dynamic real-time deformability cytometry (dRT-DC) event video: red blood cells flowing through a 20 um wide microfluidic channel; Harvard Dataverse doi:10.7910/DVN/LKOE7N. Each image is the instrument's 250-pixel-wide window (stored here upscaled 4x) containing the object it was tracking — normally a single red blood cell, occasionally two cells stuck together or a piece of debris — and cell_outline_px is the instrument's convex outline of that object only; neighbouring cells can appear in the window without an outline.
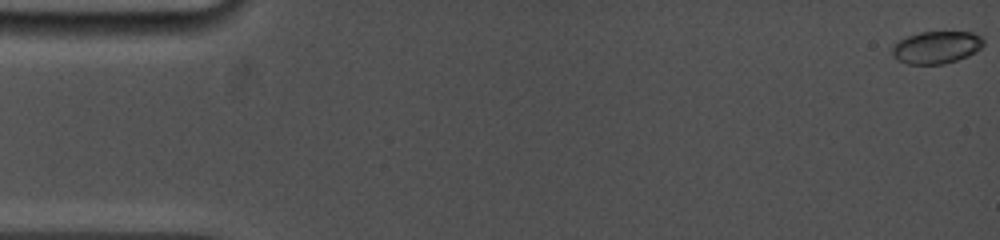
{"species": "common noctule bat (a hibernating species)", "species_latin": "Nyctalus noctula", "temperature_condition": "cold", "stored_images_in_passage": 20, "camera_frame_rate_fps": 5000, "um_per_image_px": 0.085, "animal": {"sex": "female", "body_mass_g": 19.0, "forearm_length_mm": 53.3}, "frame": {"image": 1, "passage_image": 1, "time_ms": 0.0, "image_size_px": [1000, 240], "cell_outline_px": [[984, 44], [980, 48], [968, 56], [944, 64], [908, 64], [892, 56], [892, 48], [900, 40], [908, 36], [920, 32], [972, 32], [980, 36], [984, 40]], "centroid_in_image_um": [79.61, 4.02], "position_along_channel_um": 5.4, "area_um2": 17.05}}
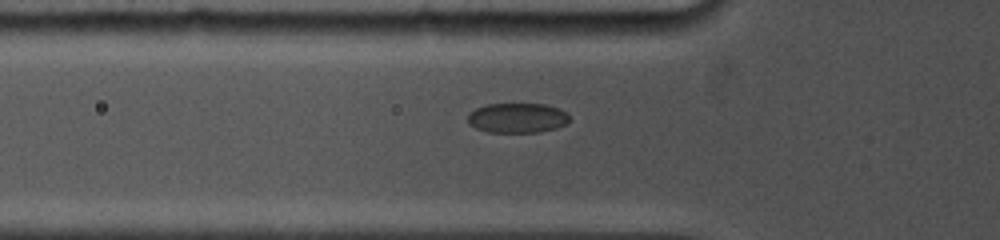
{"frame": {"image": 2, "passage_image": 18, "time_ms": 5.6, "image_size_px": [1000, 240], "cell_outline_px": [[568, 124], [556, 128], [540, 132], [488, 132], [476, 128], [468, 124], [468, 116], [476, 108], [488, 104], [544, 104], [556, 108], [564, 112], [568, 116]], "centroid_in_image_um": [43.96, 10.03], "position_along_channel_um": 81.8, "area_um2": 17.51}}
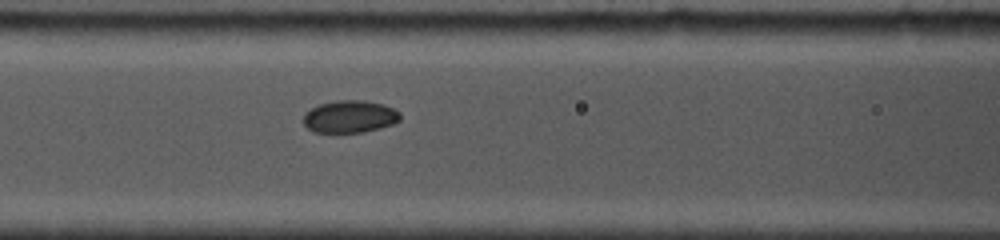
{"frame": {"image": 3, "passage_image": 20, "time_ms": 7.0, "image_size_px": [1000, 240], "cell_outline_px": [[400, 120], [392, 124], [380, 128], [364, 132], [312, 132], [304, 124], [304, 112], [320, 104], [336, 100], [360, 100], [384, 104], [400, 112]], "centroid_in_image_um": [29.73, 9.91], "position_along_channel_um": 136.9, "area_um2": 18.21}}